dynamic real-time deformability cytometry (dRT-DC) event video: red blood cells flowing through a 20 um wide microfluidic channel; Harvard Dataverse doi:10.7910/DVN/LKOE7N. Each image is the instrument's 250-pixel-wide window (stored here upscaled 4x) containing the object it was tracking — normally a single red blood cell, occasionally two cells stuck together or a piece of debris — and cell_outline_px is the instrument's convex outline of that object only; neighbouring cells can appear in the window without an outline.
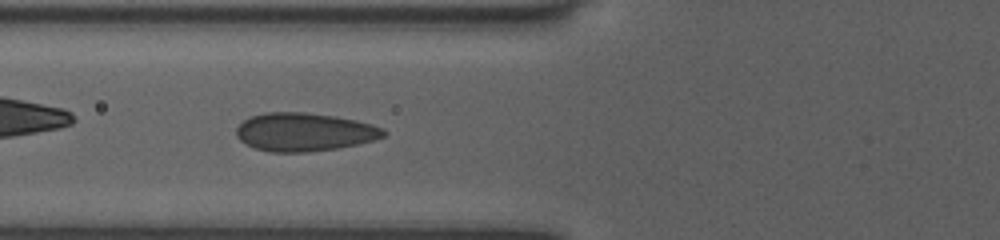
{"species": "human", "species_latin": "Homo sapiens", "temperature_condition": "room temperature", "stored_images_in_passage": 34, "camera_frame_rate_fps": 3000, "um_per_image_px": 0.085, "donor": {"sex": "female"}, "frame": {"image": 1, "passage_image": 5, "time_ms": 1.667, "image_size_px": [1000, 240], "cell_outline_px": [[388, 132], [384, 136], [372, 140], [356, 144], [336, 148], [308, 152], [272, 152], [256, 148], [240, 140], [236, 136], [236, 128], [244, 120], [252, 116], [264, 112], [304, 112], [336, 116], [356, 120], [372, 124], [384, 128]], "centroid_in_image_um": [25.88, 11.21], "position_along_channel_um": 99.9, "area_um2": 32.77}}
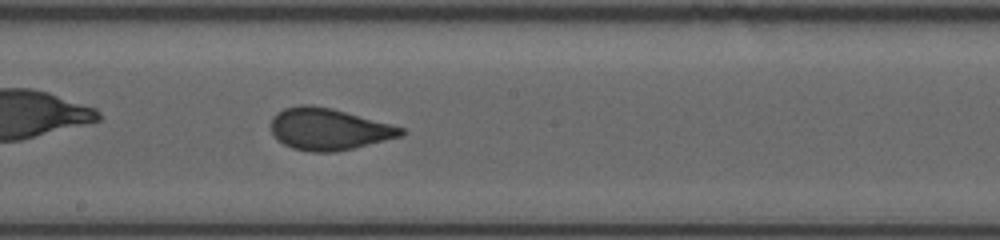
{"frame": {"image": 2, "passage_image": 14, "time_ms": 4.667, "image_size_px": [1000, 240], "cell_outline_px": [[408, 132], [404, 136], [352, 148], [332, 152], [312, 152], [292, 148], [276, 140], [272, 132], [272, 116], [276, 112], [284, 108], [300, 104], [308, 104], [332, 108], [392, 124], [404, 128]], "centroid_in_image_um": [27.95, 10.97], "position_along_channel_um": 220.2, "area_um2": 31.85}}
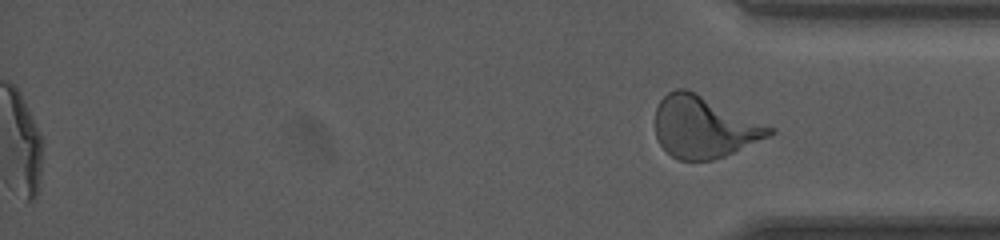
{"frame": {"image": 3, "passage_image": 34, "time_ms": 12.333, "image_size_px": [1000, 240], "cell_outline_px": [[776, 132], [768, 136], [724, 156], [712, 160], [676, 160], [660, 144], [656, 136], [656, 108], [660, 100], [668, 92], [676, 88], [688, 88], [776, 128]], "centroid_in_image_um": [59.84, 10.77], "position_along_channel_um": 375.4, "area_um2": 41.04}}